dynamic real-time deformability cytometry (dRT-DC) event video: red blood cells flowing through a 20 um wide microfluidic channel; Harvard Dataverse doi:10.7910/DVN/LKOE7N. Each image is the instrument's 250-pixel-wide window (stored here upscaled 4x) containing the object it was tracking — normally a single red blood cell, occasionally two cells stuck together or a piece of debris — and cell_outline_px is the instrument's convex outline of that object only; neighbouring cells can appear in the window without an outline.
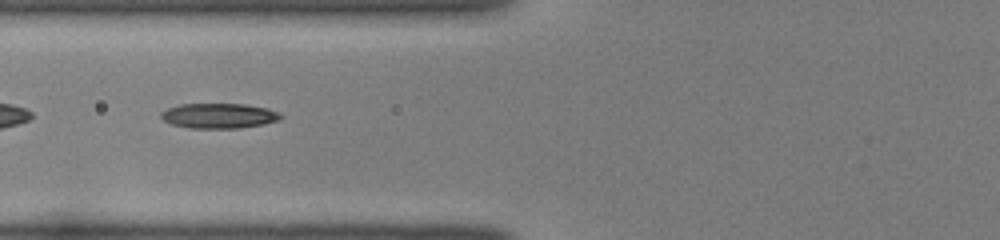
{"species": "common noctule bat (a hibernating species)", "species_latin": "Nyctalus noctula", "temperature_condition": "room temperature", "stored_images_in_passage": 54, "segment_of_instrument_passage": [2, 2], "camera_frame_rate_fps": 3000, "um_per_image_px": 0.085, "animal": {"sex": "female", "body_mass_g": 22.0, "forearm_length_mm": 56.7}, "frame": {"image": 1, "passage_image": 25, "time_ms": 8.0, "image_size_px": [1000, 240], "cell_outline_px": [[284, 116], [280, 120], [264, 124], [240, 128], [192, 128], [172, 124], [164, 120], [160, 116], [160, 112], [168, 108], [180, 104], [244, 104], [268, 108], [280, 112]], "centroid_in_image_um": [18.65, 9.84], "position_along_channel_um": 107.1, "area_um2": 17.57}}
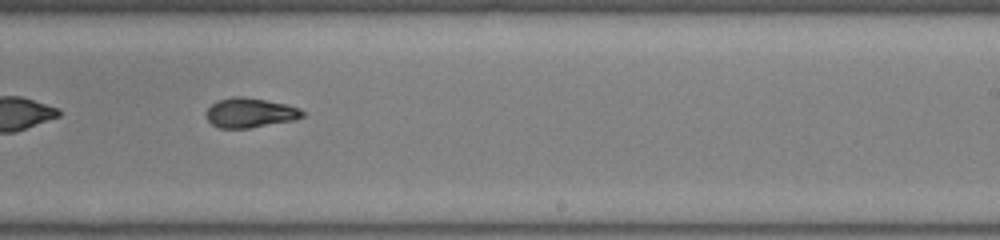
{"frame": {"image": 2, "passage_image": 37, "time_ms": 12.0, "image_size_px": [1000, 240], "cell_outline_px": [[304, 116], [296, 120], [248, 128], [220, 128], [212, 124], [208, 120], [204, 112], [216, 100], [232, 96], [244, 96], [284, 104], [300, 108], [304, 112]], "centroid_in_image_um": [21.23, 9.58], "position_along_channel_um": 267.8, "area_um2": 16.7}}
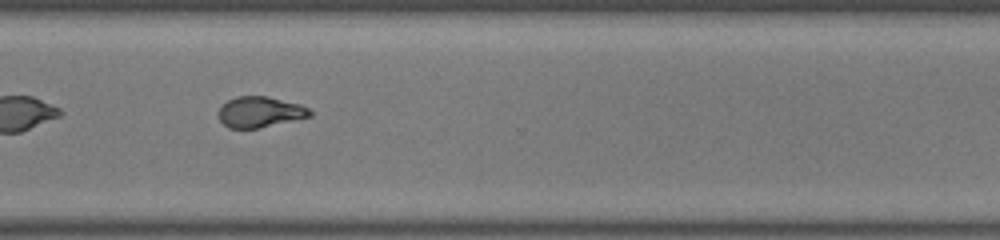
{"frame": {"image": 3, "passage_image": 43, "time_ms": 14.0, "image_size_px": [1000, 240], "cell_outline_px": [[312, 116], [260, 128], [228, 128], [220, 120], [216, 112], [228, 100], [236, 96], [268, 96], [300, 104], [308, 108], [312, 112]], "centroid_in_image_um": [22.09, 9.52], "position_along_channel_um": 348.5, "area_um2": 16.47}}